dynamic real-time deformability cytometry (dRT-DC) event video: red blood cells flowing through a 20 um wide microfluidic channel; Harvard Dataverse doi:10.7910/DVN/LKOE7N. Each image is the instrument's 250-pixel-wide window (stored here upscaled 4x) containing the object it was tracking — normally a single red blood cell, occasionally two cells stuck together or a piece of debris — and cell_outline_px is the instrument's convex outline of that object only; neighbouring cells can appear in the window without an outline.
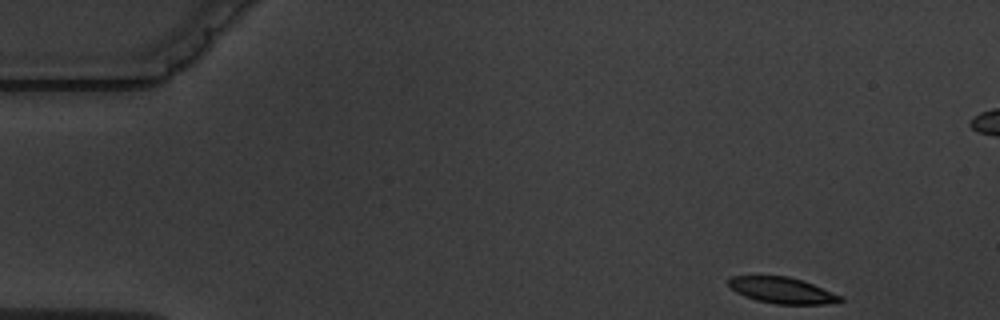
{"species": "common noctule bat (a hibernating species)", "species_latin": "Nyctalus noctula", "temperature_condition": "warm", "stored_images_in_passage": 4, "camera_frame_rate_fps": 3000, "um_per_image_px": 0.085, "animal": {"sex": "male", "body_mass_g": 19.5, "forearm_length_mm": 54.6}, "frame": {"image": 1, "passage_image": 1, "time_ms": 0.0, "image_size_px": [1000, 320], "cell_outline_px": [[844, 300], [824, 304], [776, 304], [756, 300], [744, 296], [736, 292], [728, 284], [728, 280], [732, 276], [788, 276], [812, 284], [844, 296]], "centroid_in_image_um": [66.48, 24.68], "position_along_channel_um": 18.5, "area_um2": 16.88}}